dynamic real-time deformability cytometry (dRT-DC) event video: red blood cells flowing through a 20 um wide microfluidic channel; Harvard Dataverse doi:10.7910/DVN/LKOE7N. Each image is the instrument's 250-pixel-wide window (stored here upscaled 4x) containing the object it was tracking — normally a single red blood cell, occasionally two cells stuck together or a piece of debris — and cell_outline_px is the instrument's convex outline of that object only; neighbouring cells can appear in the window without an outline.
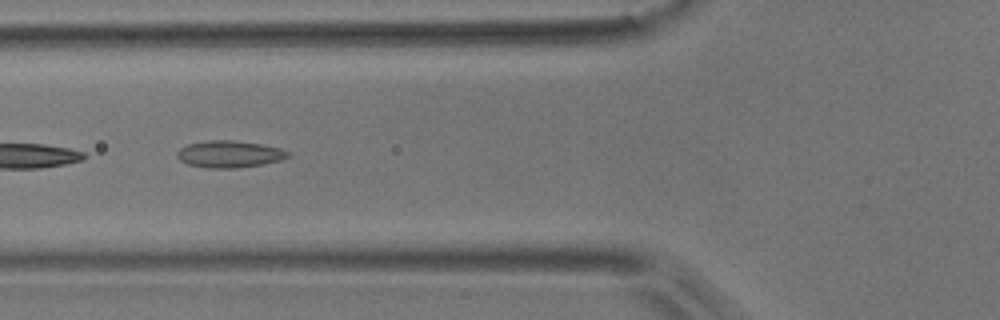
{"species": "common noctule bat (a hibernating species)", "species_latin": "Nyctalus noctula", "temperature_condition": "room temperature", "stored_images_in_passage": 5, "camera_frame_rate_fps": 3000, "um_per_image_px": 0.085, "animal": {"sex": "male", "body_mass_g": 17.9}, "frame": {"image": 1, "passage_image": 5, "time_ms": 1.333, "image_size_px": [1000, 320], "cell_outline_px": [[288, 156], [280, 160], [260, 164], [236, 168], [208, 168], [188, 164], [180, 160], [176, 156], [176, 152], [180, 148], [188, 144], [208, 140], [232, 140], [260, 144], [280, 148], [288, 152]], "centroid_in_image_um": [19.44, 13.09], "position_along_channel_um": 106.4, "area_um2": 17.17}}